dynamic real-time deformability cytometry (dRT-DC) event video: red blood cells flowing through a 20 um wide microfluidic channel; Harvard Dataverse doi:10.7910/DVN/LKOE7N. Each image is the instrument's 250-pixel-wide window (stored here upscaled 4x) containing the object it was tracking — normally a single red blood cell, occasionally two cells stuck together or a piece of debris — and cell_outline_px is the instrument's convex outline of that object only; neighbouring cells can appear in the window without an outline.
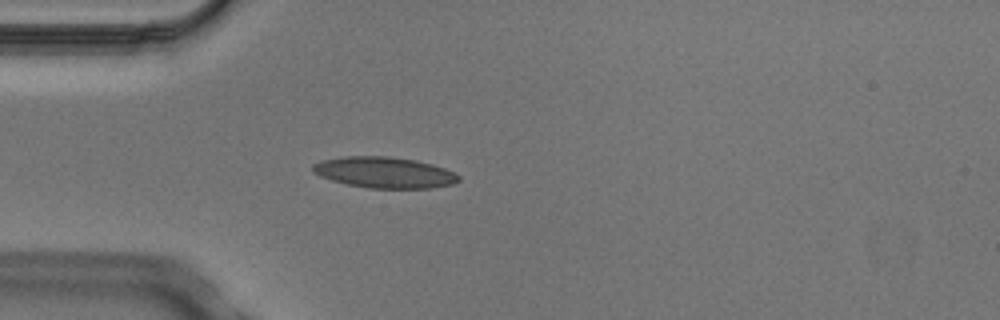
{"species": "Egyptian fruit bat (a non-hibernating species)", "species_latin": "Rousettus aegyptiacus", "temperature_condition": "cold", "stored_images_in_passage": 2, "camera_frame_rate_fps": 3000, "um_per_image_px": 0.085, "animal": {"sex": "male"}, "frame": {"image": 1, "passage_image": 2, "time_ms": 0.333, "image_size_px": [1000, 320], "cell_outline_px": [[460, 180], [452, 184], [432, 188], [368, 188], [348, 184], [332, 180], [320, 176], [312, 172], [312, 164], [320, 160], [340, 156], [388, 156], [416, 160], [432, 164], [444, 168], [460, 176]], "centroid_in_image_um": [32.64, 14.65], "position_along_channel_um": 52.4, "area_um2": 26.47}}